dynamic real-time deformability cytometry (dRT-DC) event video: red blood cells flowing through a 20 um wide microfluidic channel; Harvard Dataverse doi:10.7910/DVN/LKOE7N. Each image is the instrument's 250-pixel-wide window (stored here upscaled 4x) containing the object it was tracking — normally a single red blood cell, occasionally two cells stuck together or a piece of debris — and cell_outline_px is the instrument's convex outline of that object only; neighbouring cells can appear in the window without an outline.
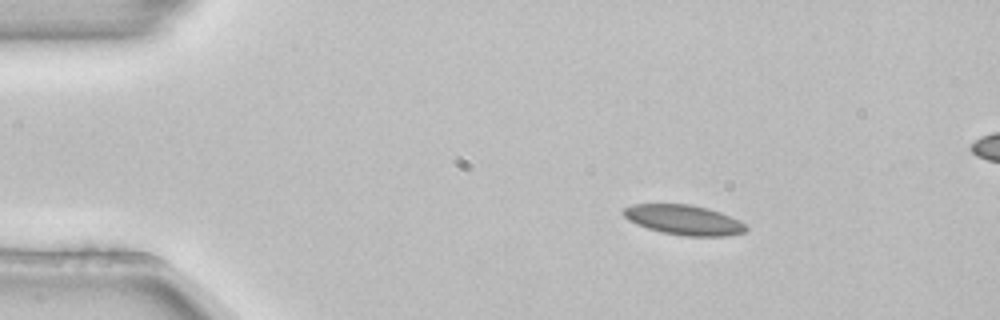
{"species": "common noctule bat (a hibernating species)", "species_latin": "Nyctalus noctula", "temperature_condition": "room temperature", "stored_images_in_passage": 3, "camera_frame_rate_fps": 3000, "um_per_image_px": 0.085, "animal": {"sex": "female", "body_mass_g": 22.7, "forearm_length_mm": 54.2}, "frame": {"image": 1, "passage_image": 1, "time_ms": 0.0, "image_size_px": [1000, 320], "cell_outline_px": [[748, 228], [744, 232], [724, 236], [684, 236], [660, 232], [636, 224], [628, 220], [620, 212], [624, 208], [632, 204], [692, 204], [708, 208], [720, 212], [740, 220]], "centroid_in_image_um": [58.1, 18.68], "position_along_channel_um": 26.9, "area_um2": 21.5}}